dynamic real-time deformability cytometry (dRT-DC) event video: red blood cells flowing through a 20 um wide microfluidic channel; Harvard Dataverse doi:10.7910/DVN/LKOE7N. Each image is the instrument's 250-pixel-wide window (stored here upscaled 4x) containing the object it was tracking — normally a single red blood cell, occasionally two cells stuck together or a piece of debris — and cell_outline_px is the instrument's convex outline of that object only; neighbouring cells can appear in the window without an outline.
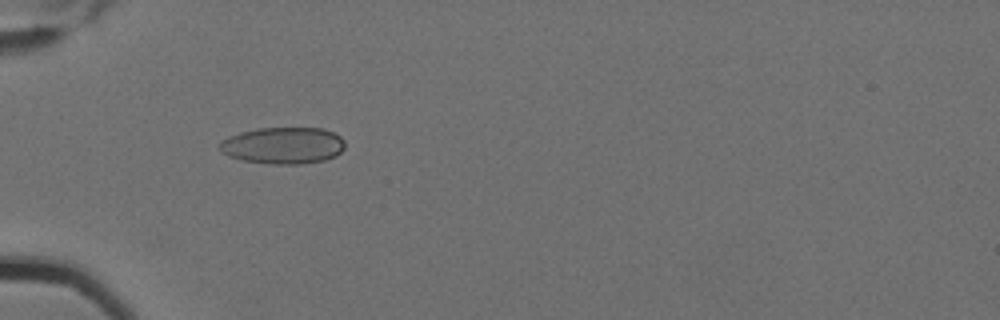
{"species": "Egyptian fruit bat (a non-hibernating species)", "species_latin": "Rousettus aegyptiacus", "temperature_condition": "cold", "stored_images_in_passage": 8, "camera_frame_rate_fps": 3000, "um_per_image_px": 0.085, "animal": {"sex": "female"}, "frame": {"image": 1, "passage_image": 5, "time_ms": 1.333, "image_size_px": [1000, 320], "cell_outline_px": [[344, 148], [336, 156], [324, 160], [300, 164], [272, 164], [244, 160], [228, 156], [220, 152], [216, 144], [220, 140], [228, 136], [240, 132], [256, 128], [324, 128], [340, 136], [344, 140]], "centroid_in_image_um": [24.02, 12.36], "position_along_channel_um": 61.0, "area_um2": 27.11}}